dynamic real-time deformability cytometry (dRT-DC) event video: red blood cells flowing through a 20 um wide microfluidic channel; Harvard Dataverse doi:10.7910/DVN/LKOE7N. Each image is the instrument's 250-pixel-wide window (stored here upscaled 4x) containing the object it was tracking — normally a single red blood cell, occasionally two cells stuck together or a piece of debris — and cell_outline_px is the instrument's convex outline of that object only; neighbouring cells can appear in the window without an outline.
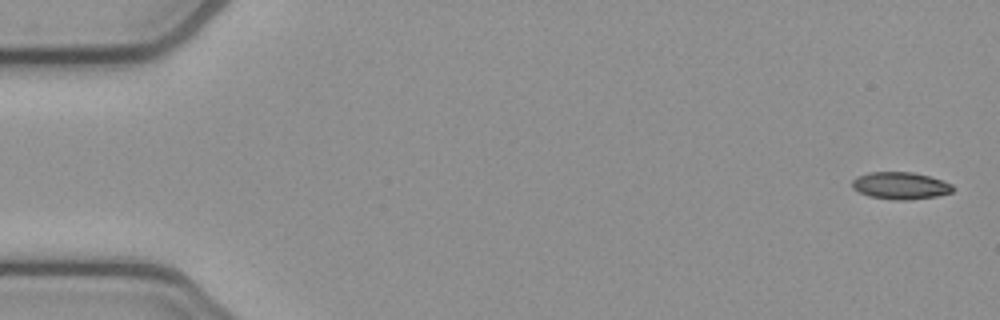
{"species": "common noctule bat (a hibernating species)", "species_latin": "Nyctalus noctula", "temperature_condition": "cold", "stored_images_in_passage": 4, "camera_frame_rate_fps": 3000, "um_per_image_px": 0.085, "animal": {"sex": "female", "body_mass_g": 21.9}, "frame": {"image": 1, "passage_image": 1, "time_ms": 0.0, "image_size_px": [1000, 320], "cell_outline_px": [[952, 192], [936, 196], [908, 200], [896, 200], [868, 196], [852, 188], [852, 180], [856, 176], [868, 172], [912, 172], [928, 176], [952, 184]], "centroid_in_image_um": [76.49, 15.78], "position_along_channel_um": 8.5, "area_um2": 15.84}}
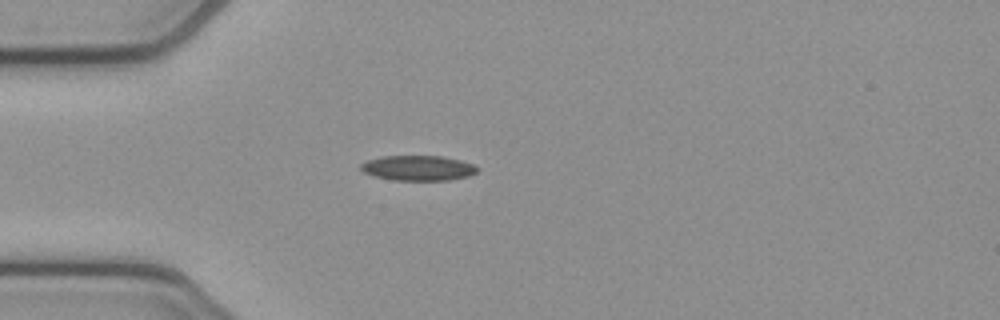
{"frame": {"image": 2, "passage_image": 4, "time_ms": 1.0, "image_size_px": [1000, 320], "cell_outline_px": [[480, 168], [476, 172], [468, 176], [448, 180], [392, 180], [376, 176], [364, 172], [360, 168], [360, 164], [368, 160], [380, 156], [440, 156], [460, 160], [472, 164]], "centroid_in_image_um": [35.53, 14.28], "position_along_channel_um": 49.5, "area_um2": 16.94}}